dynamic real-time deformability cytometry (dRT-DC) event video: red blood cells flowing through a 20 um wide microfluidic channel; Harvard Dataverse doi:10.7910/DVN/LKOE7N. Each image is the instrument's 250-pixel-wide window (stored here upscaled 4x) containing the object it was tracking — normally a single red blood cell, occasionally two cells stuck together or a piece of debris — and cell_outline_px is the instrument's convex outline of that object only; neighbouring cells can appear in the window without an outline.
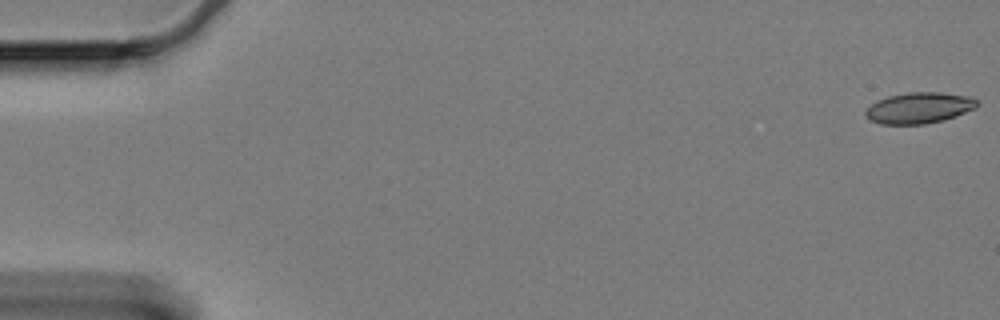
{"species": "Egyptian fruit bat (a non-hibernating species)", "species_latin": "Rousettus aegyptiacus", "temperature_condition": "cold", "stored_images_in_passage": 50, "camera_frame_rate_fps": 3000, "um_per_image_px": 0.085, "animal": {"sex": "female"}, "frame": {"image": 1, "passage_image": 1, "time_ms": 0.0, "image_size_px": [1000, 320], "cell_outline_px": [[980, 104], [976, 108], [956, 116], [924, 124], [880, 124], [872, 120], [864, 112], [876, 100], [888, 96], [908, 92], [940, 92], [972, 96], [980, 100]], "centroid_in_image_um": [78.19, 9.15], "position_along_channel_um": 6.8, "area_um2": 20.23}}
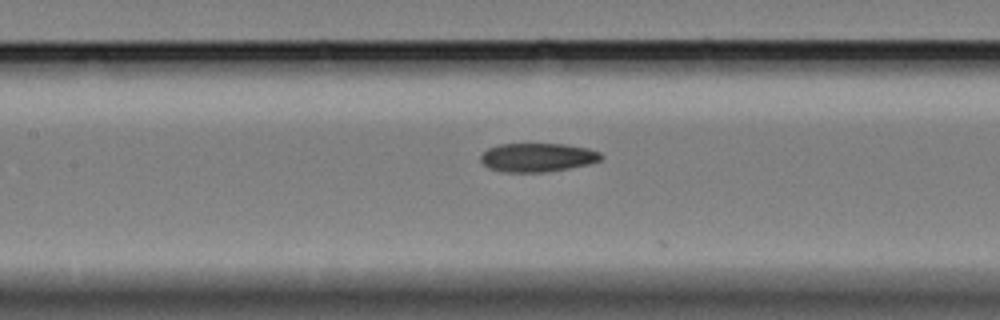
{"frame": {"image": 2, "passage_image": 28, "time_ms": 9.0, "image_size_px": [1000, 320], "cell_outline_px": [[604, 156], [600, 160], [588, 164], [548, 172], [504, 172], [488, 168], [480, 160], [480, 156], [488, 148], [500, 144], [564, 144], [588, 148], [600, 152]], "centroid_in_image_um": [45.69, 13.38], "position_along_channel_um": 161.7, "area_um2": 20.17}}
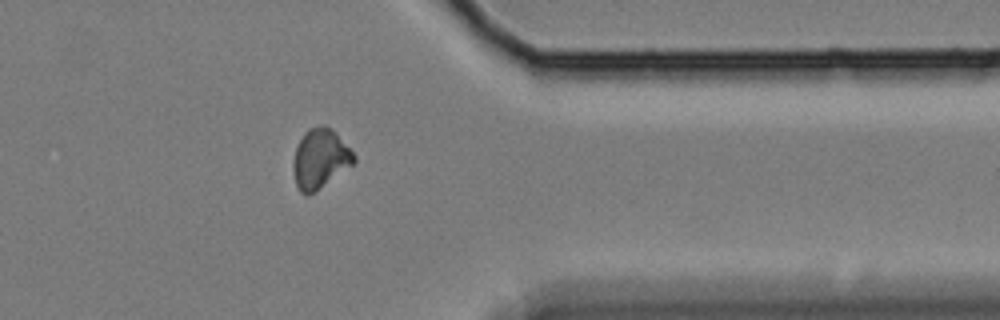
{"frame": {"image": 3, "passage_image": 49, "time_ms": 16.0, "image_size_px": [1000, 320], "cell_outline_px": [[356, 160], [352, 164], [316, 192], [308, 196], [300, 192], [296, 184], [292, 172], [292, 160], [296, 148], [304, 132], [308, 128], [320, 124], [324, 124], [332, 128], [336, 132], [356, 156]], "centroid_in_image_um": [27.18, 13.48], "position_along_channel_um": 384.2, "area_um2": 21.33}}